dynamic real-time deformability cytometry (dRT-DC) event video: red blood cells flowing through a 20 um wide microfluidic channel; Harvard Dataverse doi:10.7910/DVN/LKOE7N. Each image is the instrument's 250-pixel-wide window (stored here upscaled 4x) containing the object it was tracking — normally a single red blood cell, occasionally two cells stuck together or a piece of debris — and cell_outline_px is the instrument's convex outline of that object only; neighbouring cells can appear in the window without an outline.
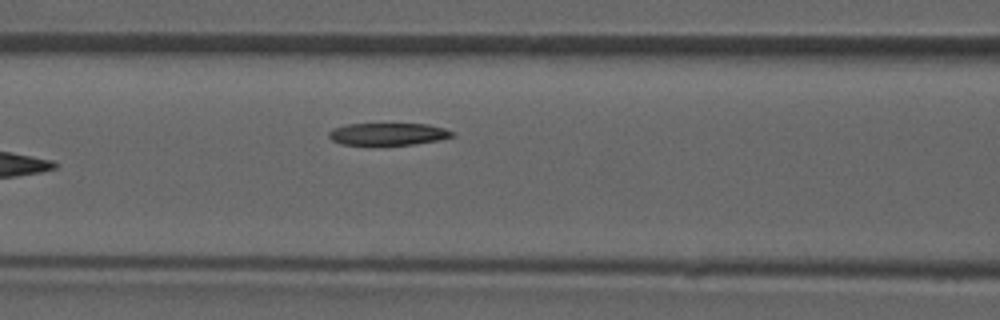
{"species": "common noctule bat (a hibernating species)", "species_latin": "Nyctalus noctula", "temperature_condition": "room temperature", "stored_images_in_passage": 5, "camera_frame_rate_fps": 3000, "um_per_image_px": 0.085, "animal": {"sex": "male", "forearm_length_mm": 52.5}, "frame": {"image": 1, "passage_image": 5, "time_ms": 4.667, "image_size_px": [1000, 320], "cell_outline_px": [[456, 136], [440, 140], [412, 144], [340, 144], [332, 140], [328, 136], [328, 132], [332, 128], [348, 124], [428, 124], [444, 128], [452, 132]], "centroid_in_image_um": [32.98, 11.38], "position_along_channel_um": 133.6, "area_um2": 15.84}}